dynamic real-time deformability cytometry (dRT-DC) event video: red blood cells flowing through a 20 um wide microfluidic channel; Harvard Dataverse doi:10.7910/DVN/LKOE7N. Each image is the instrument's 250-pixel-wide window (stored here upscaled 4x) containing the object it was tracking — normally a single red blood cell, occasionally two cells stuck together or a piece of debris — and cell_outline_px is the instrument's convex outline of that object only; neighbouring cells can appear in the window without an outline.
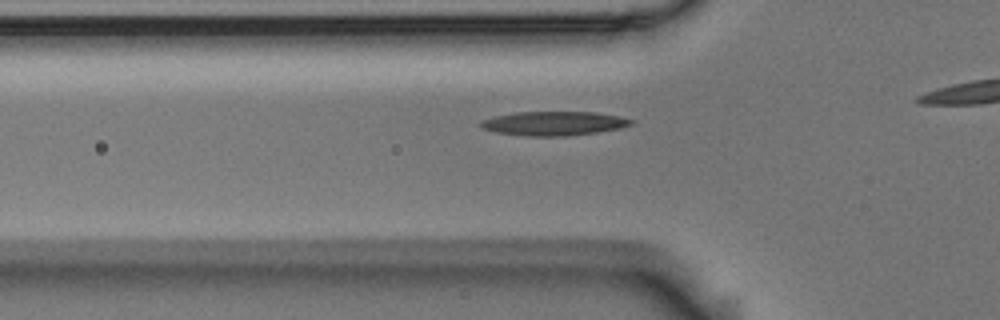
{"species": "Egyptian fruit bat (a non-hibernating species)", "species_latin": "Rousettus aegyptiacus", "temperature_condition": "room temperature", "stored_images_in_passage": 12, "camera_frame_rate_fps": 3000, "um_per_image_px": 0.085, "animal": {"sex": "male"}, "frame": {"image": 1, "passage_image": 3, "time_ms": 0.667, "image_size_px": [1000, 320], "cell_outline_px": [[636, 124], [620, 128], [596, 132], [568, 136], [524, 136], [496, 132], [480, 128], [480, 120], [496, 116], [516, 112], [596, 112], [620, 116], [636, 120]], "centroid_in_image_um": [47.12, 10.49], "position_along_channel_um": 78.7, "area_um2": 21.33}}
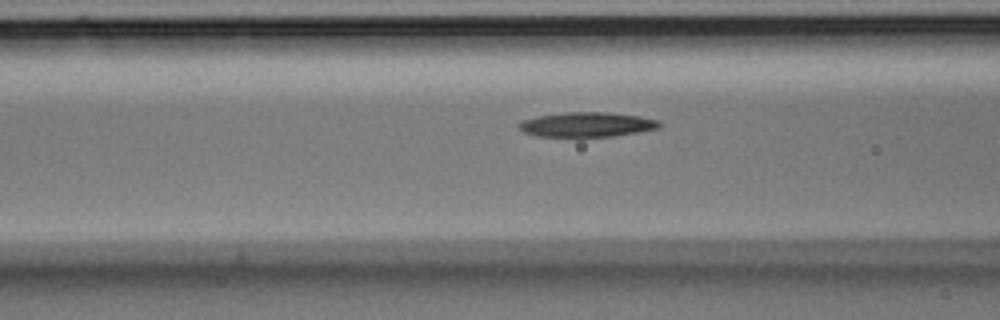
{"frame": {"image": 2, "passage_image": 6, "time_ms": 1.667, "image_size_px": [1000, 320], "cell_outline_px": [[664, 124], [660, 128], [640, 132], [612, 136], [580, 140], [536, 136], [524, 132], [516, 128], [516, 124], [524, 120], [536, 116], [564, 112], [608, 112], [640, 116], [660, 120]], "centroid_in_image_um": [49.87, 10.63], "position_along_channel_um": 116.7, "area_um2": 21.56}}
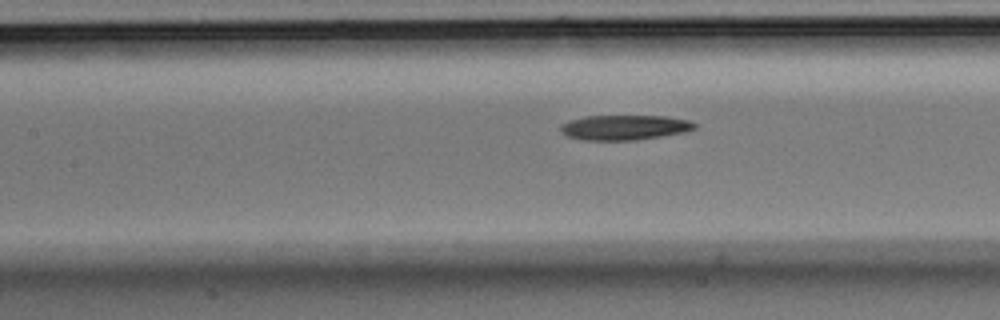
{"frame": {"image": 3, "passage_image": 9, "time_ms": 2.667, "image_size_px": [1000, 320], "cell_outline_px": [[696, 128], [684, 132], [636, 140], [580, 140], [568, 136], [560, 128], [560, 124], [584, 116], [664, 116], [688, 120], [696, 124]], "centroid_in_image_um": [53.08, 10.83], "position_along_channel_um": 154.3, "area_um2": 19.31}}